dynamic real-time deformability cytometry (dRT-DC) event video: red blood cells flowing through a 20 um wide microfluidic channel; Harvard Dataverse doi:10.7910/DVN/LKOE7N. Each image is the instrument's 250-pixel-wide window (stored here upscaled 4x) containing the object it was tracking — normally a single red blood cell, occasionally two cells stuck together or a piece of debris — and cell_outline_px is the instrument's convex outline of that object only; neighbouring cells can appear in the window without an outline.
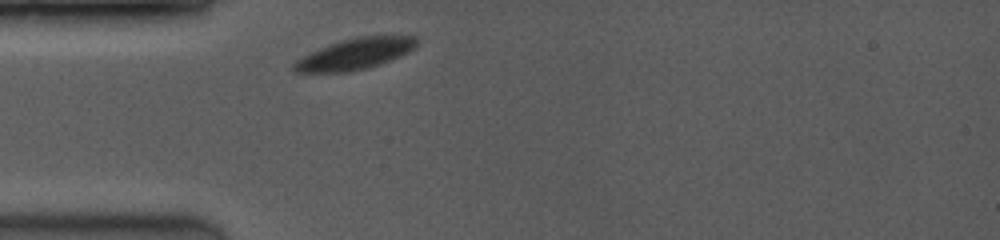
{"species": "common noctule bat (a hibernating species)", "species_latin": "Nyctalus noctula", "temperature_condition": "room temperature", "stored_images_in_passage": 1, "camera_frame_rate_fps": 3500, "um_per_image_px": 0.085, "animal": {"sex": "female", "body_mass_g": 19.0, "forearm_length_mm": 53.3}, "frame": {"image": 1, "passage_image": 1, "time_ms": 0.0, "image_size_px": [1000, 240], "cell_outline_px": [[420, 44], [416, 48], [408, 52], [380, 64], [348, 72], [296, 72], [292, 68], [292, 64], [296, 60], [320, 48], [340, 40], [356, 36], [416, 36]], "centroid_in_image_um": [30.21, 4.57], "position_along_channel_um": 54.8, "area_um2": 22.08}}